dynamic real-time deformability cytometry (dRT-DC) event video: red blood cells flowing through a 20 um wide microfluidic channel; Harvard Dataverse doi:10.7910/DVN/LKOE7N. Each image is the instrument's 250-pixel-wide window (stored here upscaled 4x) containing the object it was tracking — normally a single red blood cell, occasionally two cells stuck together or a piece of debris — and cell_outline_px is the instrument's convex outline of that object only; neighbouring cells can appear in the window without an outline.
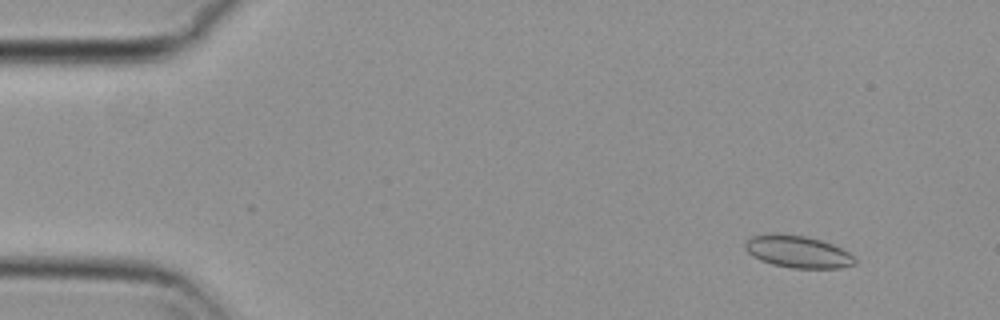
{"species": "common noctule bat (a hibernating species)", "species_latin": "Nyctalus noctula", "temperature_condition": "cold", "stored_images_in_passage": 56, "camera_frame_rate_fps": 3000, "um_per_image_px": 0.085, "animal": {"sex": "female", "body_mass_g": 29.2, "forearm_length_mm": 56.3}, "frame": {"image": 1, "passage_image": 6, "time_ms": 1.667, "image_size_px": [1000, 320], "cell_outline_px": [[856, 264], [840, 268], [792, 268], [772, 264], [760, 260], [748, 252], [744, 248], [744, 244], [752, 236], [804, 236], [820, 240], [832, 244], [848, 252], [856, 260]], "centroid_in_image_um": [67.86, 21.44], "position_along_channel_um": 17.1, "area_um2": 19.77}}
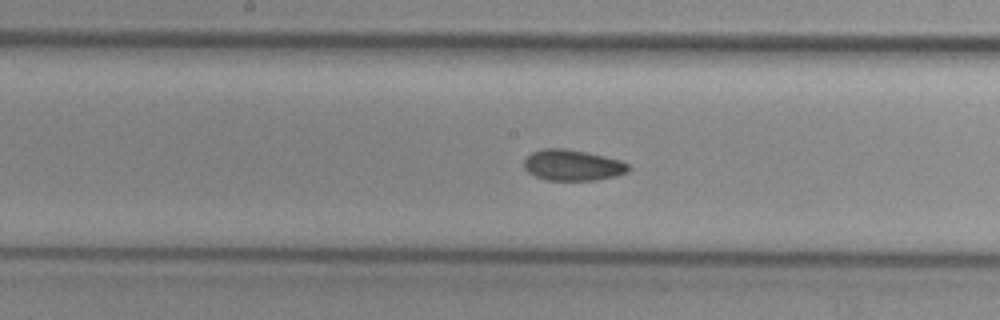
{"frame": {"image": 2, "passage_image": 29, "time_ms": 9.333, "image_size_px": [1000, 320], "cell_outline_px": [[632, 168], [628, 172], [616, 176], [596, 180], [548, 180], [536, 176], [528, 172], [524, 168], [524, 160], [532, 152], [544, 148], [564, 148], [604, 156], [620, 160], [628, 164]], "centroid_in_image_um": [48.69, 14.04], "position_along_channel_um": 199.5, "area_um2": 18.79}}
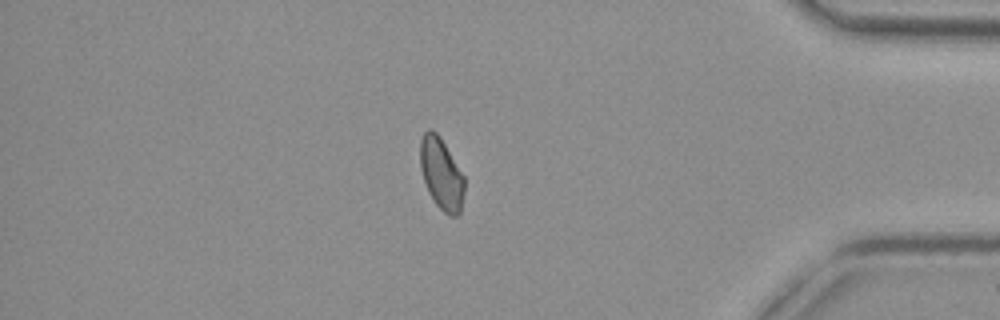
{"frame": {"image": 3, "passage_image": 48, "time_ms": 15.667, "image_size_px": [1000, 320], "cell_outline_px": [[464, 192], [460, 212], [456, 216], [448, 216], [436, 204], [428, 192], [420, 168], [420, 140], [424, 132], [428, 128], [432, 128], [440, 136], [464, 176]], "centroid_in_image_um": [37.5, 14.75], "position_along_channel_um": 397.7, "area_um2": 18.5}, "authors_computed_cell_mechanics": {"area_um2": 19.0451, "velocity_mm_per_s": 3.7108, "shape_relaxation_time_tau1_ms": 10.011, "shape_relaxation_time_tau2_ms": 2.5243, "deformation_change_tau1": 0.1012, "deformation_change_tau2": 0.0641}}